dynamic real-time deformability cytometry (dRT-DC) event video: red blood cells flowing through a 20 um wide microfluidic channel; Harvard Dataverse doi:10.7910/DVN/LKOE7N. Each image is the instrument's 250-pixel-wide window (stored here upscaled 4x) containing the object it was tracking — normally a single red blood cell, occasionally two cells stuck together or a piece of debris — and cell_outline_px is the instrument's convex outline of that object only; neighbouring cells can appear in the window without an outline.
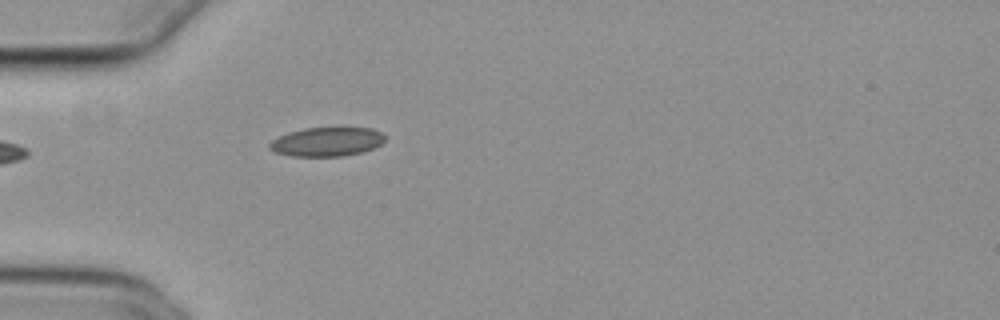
{"species": "common noctule bat (a hibernating species)", "species_latin": "Nyctalus noctula", "temperature_condition": "cold", "stored_images_in_passage": 38, "camera_frame_rate_fps": 3000, "um_per_image_px": 0.085, "animal": {"sex": "female", "body_mass_g": 29.2, "forearm_length_mm": 56.3}, "frame": {"image": 1, "passage_image": 1, "time_ms": 0.0, "image_size_px": [1000, 320], "cell_outline_px": [[384, 140], [380, 144], [372, 148], [360, 152], [344, 156], [292, 156], [276, 152], [268, 148], [268, 144], [272, 140], [288, 132], [304, 128], [372, 128], [380, 132], [384, 136]], "centroid_in_image_um": [27.75, 12.05], "position_along_channel_um": 57.3, "area_um2": 19.31}}
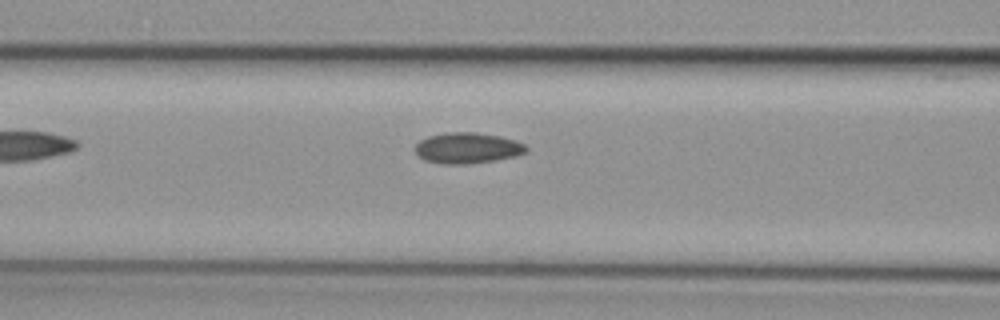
{"frame": {"image": 2, "passage_image": 7, "time_ms": 2.0, "image_size_px": [1000, 320], "cell_outline_px": [[528, 152], [516, 156], [496, 160], [468, 164], [444, 164], [424, 160], [416, 152], [416, 144], [420, 140], [428, 136], [444, 132], [476, 132], [500, 136], [516, 140], [524, 144], [528, 148]], "centroid_in_image_um": [39.76, 12.57], "position_along_channel_um": 126.8, "area_um2": 20.11}}
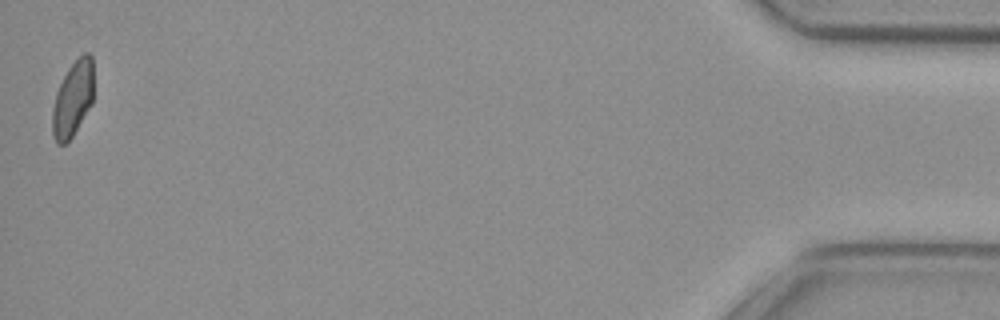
{"frame": {"image": 3, "passage_image": 38, "time_ms": 12.333, "image_size_px": [1000, 320], "cell_outline_px": [[92, 104], [72, 136], [64, 144], [56, 144], [52, 136], [52, 108], [56, 92], [68, 68], [84, 52], [88, 52], [92, 56]], "centroid_in_image_um": [6.17, 8.42], "position_along_channel_um": 429.0, "area_um2": 17.98}, "authors_computed_cell_mechanics": {"area_um2": 19.1029, "velocity_mm_per_s": 3.8364, "shape_relaxation_time_tau1_ms": 10.2335, "shape_relaxation_time_tau2_ms": 3.7018, "deformation_change_tau1": 0.1393, "deformation_change_tau2": 0.085}}